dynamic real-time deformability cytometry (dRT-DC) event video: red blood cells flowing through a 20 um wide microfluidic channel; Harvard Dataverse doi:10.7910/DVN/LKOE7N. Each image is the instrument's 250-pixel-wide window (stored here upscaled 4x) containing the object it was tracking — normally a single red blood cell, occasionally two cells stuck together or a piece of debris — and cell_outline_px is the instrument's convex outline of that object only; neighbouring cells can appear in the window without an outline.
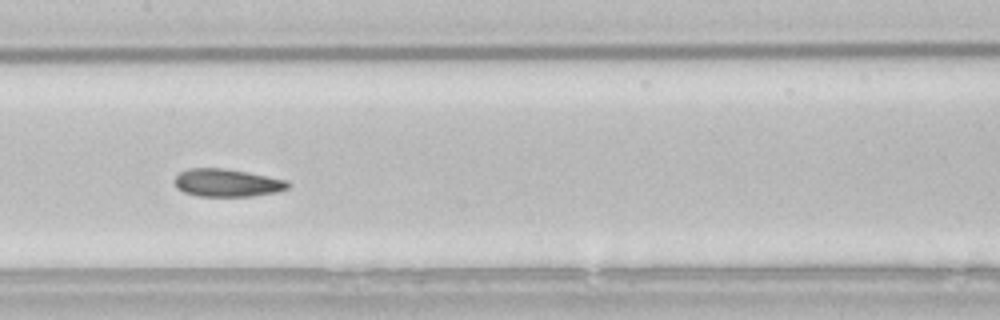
{"species": "common noctule bat (a hibernating species)", "species_latin": "Nyctalus noctula", "temperature_condition": "room temperature", "stored_images_in_passage": 43, "camera_frame_rate_fps": 3000, "um_per_image_px": 0.085, "animal": {"sex": "male", "body_mass_g": 21.5, "forearm_length_mm": 52.0}, "frame": {"image": 1, "passage_image": 19, "time_ms": 6.0, "image_size_px": [1000, 320], "cell_outline_px": [[292, 184], [288, 188], [276, 192], [252, 196], [196, 196], [184, 192], [176, 188], [176, 176], [180, 172], [188, 168], [224, 168], [248, 172], [288, 180]], "centroid_in_image_um": [19.33, 15.54], "position_along_channel_um": 188.1, "area_um2": 18.44}, "authors_computed_cell_mechanics": {"area_um2": 18.9584, "velocity_mm_per_s": 3.812, "shape_relaxation_time_tau1_ms": null, "shape_relaxation_time_tau2_ms": 3.6408, "deformation_change_tau1": null, "deformation_change_tau2": 0.0961}}